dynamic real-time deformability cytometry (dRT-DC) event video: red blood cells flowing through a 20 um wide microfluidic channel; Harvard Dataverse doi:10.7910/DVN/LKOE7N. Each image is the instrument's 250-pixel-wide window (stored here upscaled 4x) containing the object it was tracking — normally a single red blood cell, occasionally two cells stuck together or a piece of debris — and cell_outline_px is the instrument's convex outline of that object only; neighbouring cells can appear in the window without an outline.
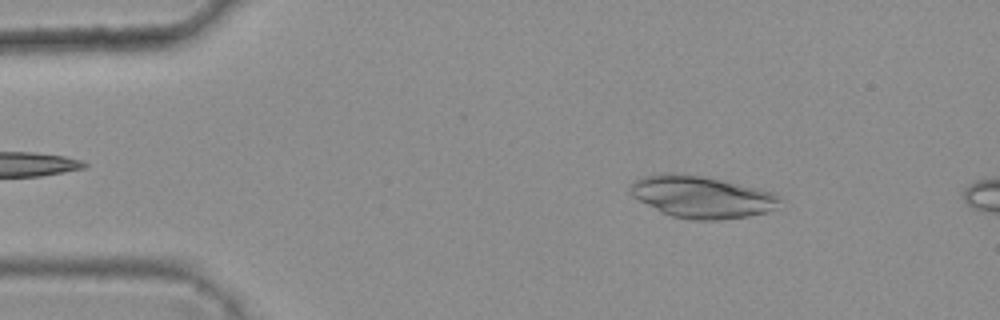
{"species": "common noctule bat (a hibernating species)", "species_latin": "Nyctalus noctula", "temperature_condition": "warm", "stored_images_in_passage": 5, "camera_frame_rate_fps": 3000, "um_per_image_px": 0.085, "animal": {"sex": "female", "body_mass_g": 25.1}, "frame": {"image": 1, "passage_image": 1, "time_ms": 0.0, "image_size_px": [1000, 320], "cell_outline_px": [[780, 200], [776, 208], [768, 212], [748, 216], [720, 220], [692, 220], [672, 216], [632, 196], [628, 192], [628, 188], [632, 180], [644, 176], [660, 172], [668, 172], [704, 176], [772, 192]], "centroid_in_image_um": [59.59, 16.72], "position_along_channel_um": 25.4, "area_um2": 36.41}}